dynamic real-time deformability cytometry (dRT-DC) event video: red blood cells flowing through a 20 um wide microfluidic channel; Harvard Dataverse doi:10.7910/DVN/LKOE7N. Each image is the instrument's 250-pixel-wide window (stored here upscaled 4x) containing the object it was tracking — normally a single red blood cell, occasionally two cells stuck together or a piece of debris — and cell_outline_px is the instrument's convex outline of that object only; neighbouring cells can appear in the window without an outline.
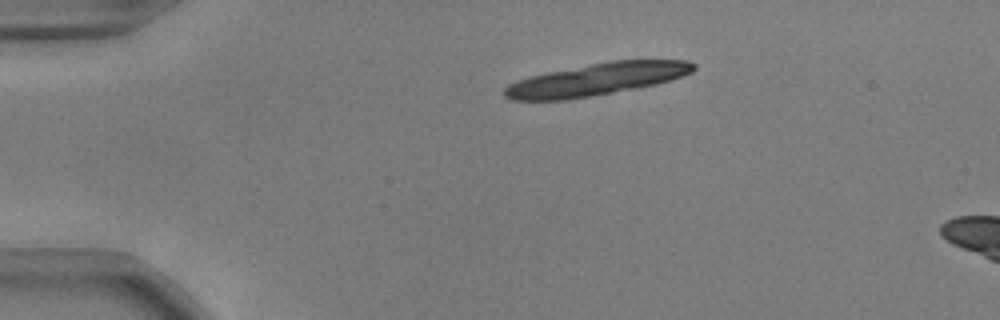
{"species": "common noctule bat (a hibernating species)", "species_latin": "Nyctalus noctula", "temperature_condition": "warm", "stored_images_in_passage": 8, "camera_frame_rate_fps": 3000, "um_per_image_px": 0.085, "animal": {"sex": "male", "body_mass_g": 17.9, "forearm_length_mm": 54.2}, "frame": {"image": 1, "passage_image": 2, "time_ms": 0.333, "image_size_px": [1000, 320], "cell_outline_px": [[696, 68], [692, 72], [656, 84], [636, 88], [568, 100], [512, 100], [504, 96], [504, 88], [508, 84], [516, 80], [548, 72], [612, 60], [688, 60], [696, 64]], "centroid_in_image_um": [50.7, 6.74], "position_along_channel_um": 34.3, "area_um2": 35.2}}